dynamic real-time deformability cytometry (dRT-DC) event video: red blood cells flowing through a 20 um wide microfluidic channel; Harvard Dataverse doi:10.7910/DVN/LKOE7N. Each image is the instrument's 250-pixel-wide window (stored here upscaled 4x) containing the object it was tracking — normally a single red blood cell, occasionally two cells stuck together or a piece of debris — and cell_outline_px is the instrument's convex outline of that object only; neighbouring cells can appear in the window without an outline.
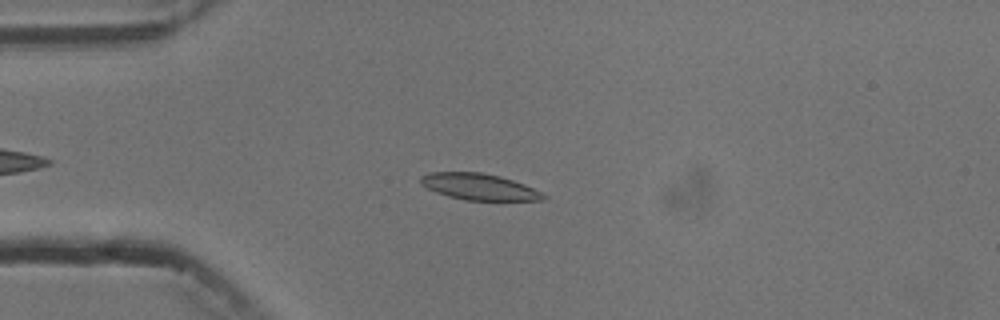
{"species": "common noctule bat (a hibernating species)", "species_latin": "Nyctalus noctula", "temperature_condition": "cold", "stored_images_in_passage": 7, "camera_frame_rate_fps": 3000, "um_per_image_px": 0.085, "animal": {"sex": "male", "body_mass_g": 13.3}, "frame": {"image": 1, "passage_image": 2, "time_ms": 1.333, "image_size_px": [1000, 320], "cell_outline_px": [[548, 200], [464, 200], [448, 196], [436, 192], [420, 184], [420, 176], [428, 172], [480, 172], [500, 176], [524, 184], [548, 196]], "centroid_in_image_um": [40.71, 15.87], "position_along_channel_um": 44.3, "area_um2": 18.84}}
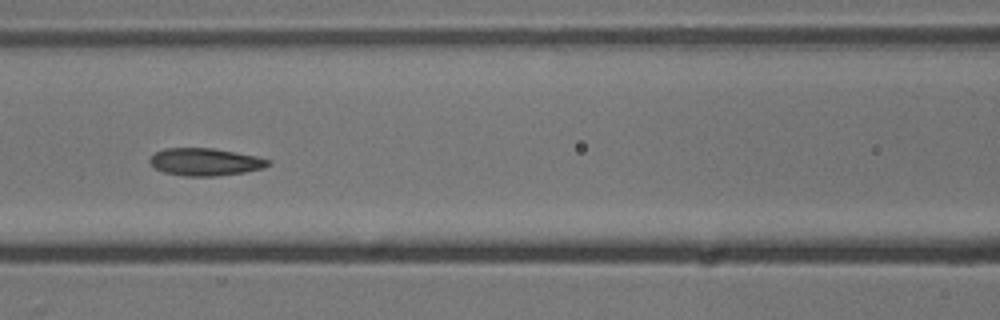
{"frame": {"image": 2, "passage_image": 5, "time_ms": 4.667, "image_size_px": [1000, 320], "cell_outline_px": [[272, 164], [264, 168], [244, 172], [216, 176], [184, 176], [164, 172], [156, 168], [148, 160], [156, 152], [164, 148], [212, 148], [236, 152], [256, 156], [272, 160]], "centroid_in_image_um": [17.48, 13.76], "position_along_channel_um": 149.1, "area_um2": 18.96}}
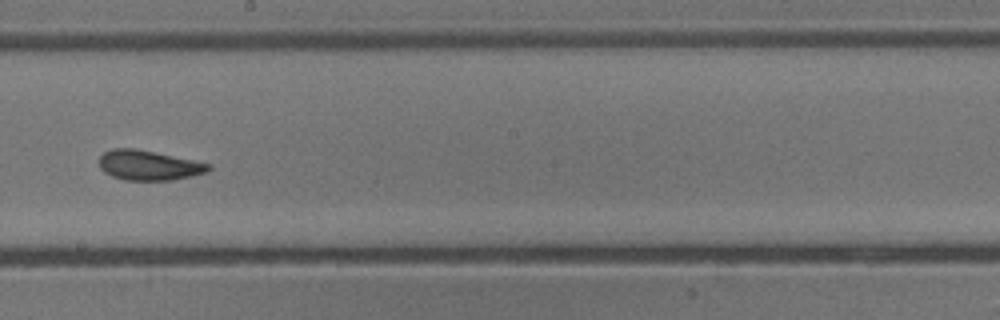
{"frame": {"image": 3, "passage_image": 7, "time_ms": 7.0, "image_size_px": [1000, 320], "cell_outline_px": [[212, 168], [208, 172], [192, 176], [172, 180], [124, 180], [112, 176], [104, 172], [100, 168], [100, 156], [104, 152], [112, 148], [136, 148], [212, 164]], "centroid_in_image_um": [12.66, 14.05], "position_along_channel_um": 235.5, "area_um2": 19.13}}